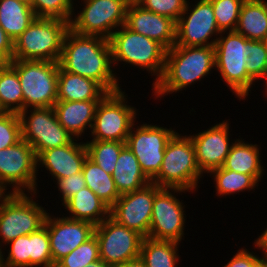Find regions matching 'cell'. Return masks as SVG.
<instances>
[{
	"mask_svg": "<svg viewBox=\"0 0 267 267\" xmlns=\"http://www.w3.org/2000/svg\"><path fill=\"white\" fill-rule=\"evenodd\" d=\"M58 63L62 70L92 79L108 93L121 90L120 78L114 71L117 68L113 66L110 43L106 38L81 35L69 29Z\"/></svg>",
	"mask_w": 267,
	"mask_h": 267,
	"instance_id": "6da1fadb",
	"label": "cell"
},
{
	"mask_svg": "<svg viewBox=\"0 0 267 267\" xmlns=\"http://www.w3.org/2000/svg\"><path fill=\"white\" fill-rule=\"evenodd\" d=\"M18 115L21 138L33 147L36 156L42 151L69 144L75 139L58 122L53 107L28 108Z\"/></svg>",
	"mask_w": 267,
	"mask_h": 267,
	"instance_id": "7c38bea8",
	"label": "cell"
},
{
	"mask_svg": "<svg viewBox=\"0 0 267 267\" xmlns=\"http://www.w3.org/2000/svg\"><path fill=\"white\" fill-rule=\"evenodd\" d=\"M74 139L71 143L42 151L37 156V171L44 167L54 179L59 180L82 172L88 157L85 142Z\"/></svg>",
	"mask_w": 267,
	"mask_h": 267,
	"instance_id": "44dd1931",
	"label": "cell"
},
{
	"mask_svg": "<svg viewBox=\"0 0 267 267\" xmlns=\"http://www.w3.org/2000/svg\"><path fill=\"white\" fill-rule=\"evenodd\" d=\"M219 30L235 31L245 0H210Z\"/></svg>",
	"mask_w": 267,
	"mask_h": 267,
	"instance_id": "d590c367",
	"label": "cell"
},
{
	"mask_svg": "<svg viewBox=\"0 0 267 267\" xmlns=\"http://www.w3.org/2000/svg\"><path fill=\"white\" fill-rule=\"evenodd\" d=\"M85 145L88 157L105 172L112 175L120 151L126 142L87 140Z\"/></svg>",
	"mask_w": 267,
	"mask_h": 267,
	"instance_id": "d6a6232c",
	"label": "cell"
},
{
	"mask_svg": "<svg viewBox=\"0 0 267 267\" xmlns=\"http://www.w3.org/2000/svg\"><path fill=\"white\" fill-rule=\"evenodd\" d=\"M35 18L32 7L18 0H0V26L13 42Z\"/></svg>",
	"mask_w": 267,
	"mask_h": 267,
	"instance_id": "83f0119b",
	"label": "cell"
},
{
	"mask_svg": "<svg viewBox=\"0 0 267 267\" xmlns=\"http://www.w3.org/2000/svg\"><path fill=\"white\" fill-rule=\"evenodd\" d=\"M253 244L257 250H262L261 258L267 259V228L260 236H258V238H256Z\"/></svg>",
	"mask_w": 267,
	"mask_h": 267,
	"instance_id": "f6af8a7d",
	"label": "cell"
},
{
	"mask_svg": "<svg viewBox=\"0 0 267 267\" xmlns=\"http://www.w3.org/2000/svg\"><path fill=\"white\" fill-rule=\"evenodd\" d=\"M179 242L171 240H156L144 237L140 258L146 267H177L179 259Z\"/></svg>",
	"mask_w": 267,
	"mask_h": 267,
	"instance_id": "f1b7e54d",
	"label": "cell"
},
{
	"mask_svg": "<svg viewBox=\"0 0 267 267\" xmlns=\"http://www.w3.org/2000/svg\"><path fill=\"white\" fill-rule=\"evenodd\" d=\"M84 267H111L108 264H106L103 260L99 259L98 261L89 264L88 266H84Z\"/></svg>",
	"mask_w": 267,
	"mask_h": 267,
	"instance_id": "7dc6e473",
	"label": "cell"
},
{
	"mask_svg": "<svg viewBox=\"0 0 267 267\" xmlns=\"http://www.w3.org/2000/svg\"><path fill=\"white\" fill-rule=\"evenodd\" d=\"M30 267H53L47 226L29 234Z\"/></svg>",
	"mask_w": 267,
	"mask_h": 267,
	"instance_id": "836d02e7",
	"label": "cell"
},
{
	"mask_svg": "<svg viewBox=\"0 0 267 267\" xmlns=\"http://www.w3.org/2000/svg\"><path fill=\"white\" fill-rule=\"evenodd\" d=\"M146 10L173 19L175 22L184 12L188 0H136Z\"/></svg>",
	"mask_w": 267,
	"mask_h": 267,
	"instance_id": "60d3db41",
	"label": "cell"
},
{
	"mask_svg": "<svg viewBox=\"0 0 267 267\" xmlns=\"http://www.w3.org/2000/svg\"><path fill=\"white\" fill-rule=\"evenodd\" d=\"M189 1L176 22L175 45L215 46L221 31L218 28L211 1L196 0L192 5Z\"/></svg>",
	"mask_w": 267,
	"mask_h": 267,
	"instance_id": "9a60e30c",
	"label": "cell"
},
{
	"mask_svg": "<svg viewBox=\"0 0 267 267\" xmlns=\"http://www.w3.org/2000/svg\"><path fill=\"white\" fill-rule=\"evenodd\" d=\"M161 189L150 183L144 188L121 195L110 208V216L119 224L148 237L155 194Z\"/></svg>",
	"mask_w": 267,
	"mask_h": 267,
	"instance_id": "e0dca14e",
	"label": "cell"
},
{
	"mask_svg": "<svg viewBox=\"0 0 267 267\" xmlns=\"http://www.w3.org/2000/svg\"><path fill=\"white\" fill-rule=\"evenodd\" d=\"M260 258L261 256L255 255L253 251L250 252L246 248H241L222 267H252Z\"/></svg>",
	"mask_w": 267,
	"mask_h": 267,
	"instance_id": "7bdbcfd3",
	"label": "cell"
},
{
	"mask_svg": "<svg viewBox=\"0 0 267 267\" xmlns=\"http://www.w3.org/2000/svg\"><path fill=\"white\" fill-rule=\"evenodd\" d=\"M118 90L98 103L89 135L91 140L126 142L139 109L127 104L128 95Z\"/></svg>",
	"mask_w": 267,
	"mask_h": 267,
	"instance_id": "9c48e42d",
	"label": "cell"
},
{
	"mask_svg": "<svg viewBox=\"0 0 267 267\" xmlns=\"http://www.w3.org/2000/svg\"><path fill=\"white\" fill-rule=\"evenodd\" d=\"M10 246L7 250L0 251V267H30L29 255V235H22L15 240L10 241L6 246ZM8 251L6 258L4 254Z\"/></svg>",
	"mask_w": 267,
	"mask_h": 267,
	"instance_id": "f35d334b",
	"label": "cell"
},
{
	"mask_svg": "<svg viewBox=\"0 0 267 267\" xmlns=\"http://www.w3.org/2000/svg\"><path fill=\"white\" fill-rule=\"evenodd\" d=\"M125 26L158 41L167 50L175 45L176 22L169 17L144 9L136 1H131L127 7Z\"/></svg>",
	"mask_w": 267,
	"mask_h": 267,
	"instance_id": "ffe728a7",
	"label": "cell"
},
{
	"mask_svg": "<svg viewBox=\"0 0 267 267\" xmlns=\"http://www.w3.org/2000/svg\"><path fill=\"white\" fill-rule=\"evenodd\" d=\"M100 259L99 244L95 235L60 259L55 267H84Z\"/></svg>",
	"mask_w": 267,
	"mask_h": 267,
	"instance_id": "e575fe53",
	"label": "cell"
},
{
	"mask_svg": "<svg viewBox=\"0 0 267 267\" xmlns=\"http://www.w3.org/2000/svg\"><path fill=\"white\" fill-rule=\"evenodd\" d=\"M229 125L228 120H223L207 130L189 134L195 147L197 165L203 175L223 166L234 143L233 139L230 140Z\"/></svg>",
	"mask_w": 267,
	"mask_h": 267,
	"instance_id": "ac0fdd59",
	"label": "cell"
},
{
	"mask_svg": "<svg viewBox=\"0 0 267 267\" xmlns=\"http://www.w3.org/2000/svg\"><path fill=\"white\" fill-rule=\"evenodd\" d=\"M226 33V34H225ZM225 35V36H224ZM215 70L238 100H245L255 81L246 71L249 39L236 31H222L214 46Z\"/></svg>",
	"mask_w": 267,
	"mask_h": 267,
	"instance_id": "8992f818",
	"label": "cell"
},
{
	"mask_svg": "<svg viewBox=\"0 0 267 267\" xmlns=\"http://www.w3.org/2000/svg\"><path fill=\"white\" fill-rule=\"evenodd\" d=\"M82 1L83 8L77 15L73 14L70 22V29L75 33L109 39L119 27L125 25L129 0Z\"/></svg>",
	"mask_w": 267,
	"mask_h": 267,
	"instance_id": "8fae6325",
	"label": "cell"
},
{
	"mask_svg": "<svg viewBox=\"0 0 267 267\" xmlns=\"http://www.w3.org/2000/svg\"><path fill=\"white\" fill-rule=\"evenodd\" d=\"M21 139L19 115L10 112L0 115V150L15 145Z\"/></svg>",
	"mask_w": 267,
	"mask_h": 267,
	"instance_id": "ab89813d",
	"label": "cell"
},
{
	"mask_svg": "<svg viewBox=\"0 0 267 267\" xmlns=\"http://www.w3.org/2000/svg\"><path fill=\"white\" fill-rule=\"evenodd\" d=\"M209 175L214 178L216 195L219 197L253 191L259 186V183L251 175L227 170L223 167L212 170Z\"/></svg>",
	"mask_w": 267,
	"mask_h": 267,
	"instance_id": "1f68e13d",
	"label": "cell"
},
{
	"mask_svg": "<svg viewBox=\"0 0 267 267\" xmlns=\"http://www.w3.org/2000/svg\"><path fill=\"white\" fill-rule=\"evenodd\" d=\"M37 173V156L33 147L25 140L21 139L15 145L0 150L2 194L39 193Z\"/></svg>",
	"mask_w": 267,
	"mask_h": 267,
	"instance_id": "30bf717a",
	"label": "cell"
},
{
	"mask_svg": "<svg viewBox=\"0 0 267 267\" xmlns=\"http://www.w3.org/2000/svg\"><path fill=\"white\" fill-rule=\"evenodd\" d=\"M36 195L37 193L0 195V251L10 241L44 226L49 212L35 201Z\"/></svg>",
	"mask_w": 267,
	"mask_h": 267,
	"instance_id": "52a82bcc",
	"label": "cell"
},
{
	"mask_svg": "<svg viewBox=\"0 0 267 267\" xmlns=\"http://www.w3.org/2000/svg\"><path fill=\"white\" fill-rule=\"evenodd\" d=\"M252 267H267V259L260 258Z\"/></svg>",
	"mask_w": 267,
	"mask_h": 267,
	"instance_id": "c3c4849f",
	"label": "cell"
},
{
	"mask_svg": "<svg viewBox=\"0 0 267 267\" xmlns=\"http://www.w3.org/2000/svg\"><path fill=\"white\" fill-rule=\"evenodd\" d=\"M45 225L49 233L53 267L55 264L94 235L95 226L86 221L47 214Z\"/></svg>",
	"mask_w": 267,
	"mask_h": 267,
	"instance_id": "d6986e66",
	"label": "cell"
},
{
	"mask_svg": "<svg viewBox=\"0 0 267 267\" xmlns=\"http://www.w3.org/2000/svg\"><path fill=\"white\" fill-rule=\"evenodd\" d=\"M112 177L120 195L142 189L151 183L127 145L120 151Z\"/></svg>",
	"mask_w": 267,
	"mask_h": 267,
	"instance_id": "484cf974",
	"label": "cell"
},
{
	"mask_svg": "<svg viewBox=\"0 0 267 267\" xmlns=\"http://www.w3.org/2000/svg\"><path fill=\"white\" fill-rule=\"evenodd\" d=\"M116 267H146V266L143 260L140 257H138V258L129 260L127 262H124L123 264L118 265Z\"/></svg>",
	"mask_w": 267,
	"mask_h": 267,
	"instance_id": "bcb514c9",
	"label": "cell"
},
{
	"mask_svg": "<svg viewBox=\"0 0 267 267\" xmlns=\"http://www.w3.org/2000/svg\"><path fill=\"white\" fill-rule=\"evenodd\" d=\"M139 125H132L126 145L137 158L144 174L152 180L160 171L166 145L176 130L150 123Z\"/></svg>",
	"mask_w": 267,
	"mask_h": 267,
	"instance_id": "4fadbf2b",
	"label": "cell"
},
{
	"mask_svg": "<svg viewBox=\"0 0 267 267\" xmlns=\"http://www.w3.org/2000/svg\"><path fill=\"white\" fill-rule=\"evenodd\" d=\"M23 93V110L53 107L57 102L59 63L37 60H12Z\"/></svg>",
	"mask_w": 267,
	"mask_h": 267,
	"instance_id": "ba28073f",
	"label": "cell"
},
{
	"mask_svg": "<svg viewBox=\"0 0 267 267\" xmlns=\"http://www.w3.org/2000/svg\"><path fill=\"white\" fill-rule=\"evenodd\" d=\"M4 113H6V111L3 109V107H2V105H1V103H0V115H2V114H4Z\"/></svg>",
	"mask_w": 267,
	"mask_h": 267,
	"instance_id": "f907efd6",
	"label": "cell"
},
{
	"mask_svg": "<svg viewBox=\"0 0 267 267\" xmlns=\"http://www.w3.org/2000/svg\"><path fill=\"white\" fill-rule=\"evenodd\" d=\"M202 176L190 136L177 131L167 143L160 171L151 183L161 188H181L194 193Z\"/></svg>",
	"mask_w": 267,
	"mask_h": 267,
	"instance_id": "277c9868",
	"label": "cell"
},
{
	"mask_svg": "<svg viewBox=\"0 0 267 267\" xmlns=\"http://www.w3.org/2000/svg\"><path fill=\"white\" fill-rule=\"evenodd\" d=\"M0 103L6 112L23 111V93L17 72L7 63L0 64Z\"/></svg>",
	"mask_w": 267,
	"mask_h": 267,
	"instance_id": "4dcf8cb0",
	"label": "cell"
},
{
	"mask_svg": "<svg viewBox=\"0 0 267 267\" xmlns=\"http://www.w3.org/2000/svg\"><path fill=\"white\" fill-rule=\"evenodd\" d=\"M212 69H215L214 46L174 45L166 51L164 73L153 86V95L162 99L165 95L179 93L204 80Z\"/></svg>",
	"mask_w": 267,
	"mask_h": 267,
	"instance_id": "7a4b0ae2",
	"label": "cell"
},
{
	"mask_svg": "<svg viewBox=\"0 0 267 267\" xmlns=\"http://www.w3.org/2000/svg\"><path fill=\"white\" fill-rule=\"evenodd\" d=\"M13 58V40L0 26V64H7Z\"/></svg>",
	"mask_w": 267,
	"mask_h": 267,
	"instance_id": "ee69618b",
	"label": "cell"
},
{
	"mask_svg": "<svg viewBox=\"0 0 267 267\" xmlns=\"http://www.w3.org/2000/svg\"><path fill=\"white\" fill-rule=\"evenodd\" d=\"M190 192L181 188H161L154 196L148 237L181 242L185 237V205L175 193ZM184 205V206H183Z\"/></svg>",
	"mask_w": 267,
	"mask_h": 267,
	"instance_id": "2e32d148",
	"label": "cell"
},
{
	"mask_svg": "<svg viewBox=\"0 0 267 267\" xmlns=\"http://www.w3.org/2000/svg\"><path fill=\"white\" fill-rule=\"evenodd\" d=\"M60 192L63 205L69 198L74 196L78 191L87 187L82 172L70 175L69 177L55 180Z\"/></svg>",
	"mask_w": 267,
	"mask_h": 267,
	"instance_id": "b9f144b4",
	"label": "cell"
},
{
	"mask_svg": "<svg viewBox=\"0 0 267 267\" xmlns=\"http://www.w3.org/2000/svg\"><path fill=\"white\" fill-rule=\"evenodd\" d=\"M257 144H252L238 138L234 140L229 154L227 155L223 168L242 174L251 175L260 182L264 174V166L261 163L260 150Z\"/></svg>",
	"mask_w": 267,
	"mask_h": 267,
	"instance_id": "d4e9b609",
	"label": "cell"
},
{
	"mask_svg": "<svg viewBox=\"0 0 267 267\" xmlns=\"http://www.w3.org/2000/svg\"><path fill=\"white\" fill-rule=\"evenodd\" d=\"M100 100L57 101L53 106L58 122L76 139L82 138L85 131H91L96 107Z\"/></svg>",
	"mask_w": 267,
	"mask_h": 267,
	"instance_id": "7402d4cb",
	"label": "cell"
},
{
	"mask_svg": "<svg viewBox=\"0 0 267 267\" xmlns=\"http://www.w3.org/2000/svg\"><path fill=\"white\" fill-rule=\"evenodd\" d=\"M19 2H22L30 7H32L33 0H18Z\"/></svg>",
	"mask_w": 267,
	"mask_h": 267,
	"instance_id": "681fc988",
	"label": "cell"
},
{
	"mask_svg": "<svg viewBox=\"0 0 267 267\" xmlns=\"http://www.w3.org/2000/svg\"><path fill=\"white\" fill-rule=\"evenodd\" d=\"M94 235L99 244L100 259L111 267L140 257L144 236L119 224L111 216L95 226Z\"/></svg>",
	"mask_w": 267,
	"mask_h": 267,
	"instance_id": "5bb4252c",
	"label": "cell"
},
{
	"mask_svg": "<svg viewBox=\"0 0 267 267\" xmlns=\"http://www.w3.org/2000/svg\"><path fill=\"white\" fill-rule=\"evenodd\" d=\"M108 40L113 66L124 62L123 65L145 69L155 76L152 87L161 79L167 49L158 41L136 33L125 25L119 27Z\"/></svg>",
	"mask_w": 267,
	"mask_h": 267,
	"instance_id": "3957f363",
	"label": "cell"
},
{
	"mask_svg": "<svg viewBox=\"0 0 267 267\" xmlns=\"http://www.w3.org/2000/svg\"><path fill=\"white\" fill-rule=\"evenodd\" d=\"M74 0H33L32 9L37 18H56L71 22L75 12Z\"/></svg>",
	"mask_w": 267,
	"mask_h": 267,
	"instance_id": "8d00e7d4",
	"label": "cell"
},
{
	"mask_svg": "<svg viewBox=\"0 0 267 267\" xmlns=\"http://www.w3.org/2000/svg\"><path fill=\"white\" fill-rule=\"evenodd\" d=\"M235 31L249 40L267 38V1L245 0Z\"/></svg>",
	"mask_w": 267,
	"mask_h": 267,
	"instance_id": "4316f807",
	"label": "cell"
},
{
	"mask_svg": "<svg viewBox=\"0 0 267 267\" xmlns=\"http://www.w3.org/2000/svg\"><path fill=\"white\" fill-rule=\"evenodd\" d=\"M82 174L86 186L110 208L121 196L117 190L112 175L105 172L89 157L84 161Z\"/></svg>",
	"mask_w": 267,
	"mask_h": 267,
	"instance_id": "f546056e",
	"label": "cell"
},
{
	"mask_svg": "<svg viewBox=\"0 0 267 267\" xmlns=\"http://www.w3.org/2000/svg\"><path fill=\"white\" fill-rule=\"evenodd\" d=\"M70 22L56 18H35L13 42L12 60L58 62Z\"/></svg>",
	"mask_w": 267,
	"mask_h": 267,
	"instance_id": "5b68a950",
	"label": "cell"
},
{
	"mask_svg": "<svg viewBox=\"0 0 267 267\" xmlns=\"http://www.w3.org/2000/svg\"><path fill=\"white\" fill-rule=\"evenodd\" d=\"M249 56L247 57L246 71L256 82L265 80L263 84L267 90V47L264 41L249 40Z\"/></svg>",
	"mask_w": 267,
	"mask_h": 267,
	"instance_id": "74e56055",
	"label": "cell"
},
{
	"mask_svg": "<svg viewBox=\"0 0 267 267\" xmlns=\"http://www.w3.org/2000/svg\"><path fill=\"white\" fill-rule=\"evenodd\" d=\"M62 206L67 211L65 217L90 222L94 226H97L110 216V207L88 187L78 191Z\"/></svg>",
	"mask_w": 267,
	"mask_h": 267,
	"instance_id": "cb8c5ba5",
	"label": "cell"
},
{
	"mask_svg": "<svg viewBox=\"0 0 267 267\" xmlns=\"http://www.w3.org/2000/svg\"><path fill=\"white\" fill-rule=\"evenodd\" d=\"M108 92L97 82L59 67L57 101L101 100Z\"/></svg>",
	"mask_w": 267,
	"mask_h": 267,
	"instance_id": "603a6c76",
	"label": "cell"
}]
</instances>
